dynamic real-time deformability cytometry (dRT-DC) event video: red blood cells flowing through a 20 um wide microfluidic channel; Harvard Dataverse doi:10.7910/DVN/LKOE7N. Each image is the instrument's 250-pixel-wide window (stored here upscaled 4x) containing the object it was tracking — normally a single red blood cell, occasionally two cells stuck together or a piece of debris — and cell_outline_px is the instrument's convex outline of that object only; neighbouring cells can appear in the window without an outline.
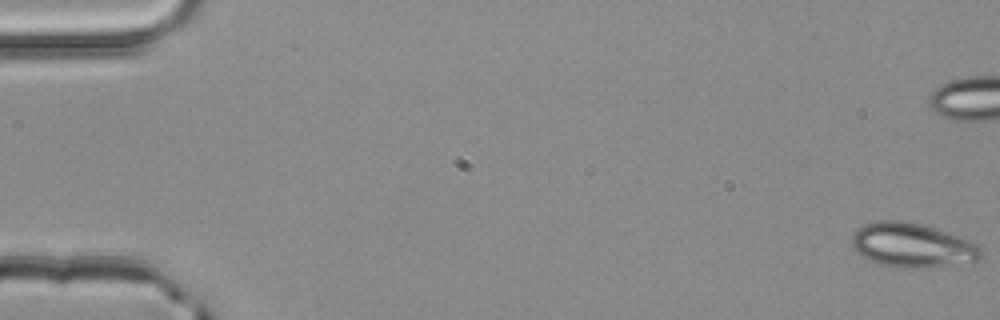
{"species": "common noctule bat (a hibernating species)", "species_latin": "Nyctalus noctula", "temperature_condition": "room temperature", "stored_images_in_passage": 3, "camera_frame_rate_fps": 3000, "um_per_image_px": 0.085, "animal": {"sex": "male", "body_mass_g": 20.4}, "frame": {"image": 1, "passage_image": 3, "time_ms": 0.667, "image_size_px": [1000, 320], "cell_outline_px": [[980, 256], [976, 260], [916, 268], [904, 268], [884, 264], [868, 260], [856, 252], [852, 244], [852, 236], [864, 224], [880, 220], [904, 220], [920, 224], [968, 240], [976, 244], [980, 248]], "centroid_in_image_um": [77.46, 20.83], "position_along_channel_um": 7.5, "area_um2": 32.25}}